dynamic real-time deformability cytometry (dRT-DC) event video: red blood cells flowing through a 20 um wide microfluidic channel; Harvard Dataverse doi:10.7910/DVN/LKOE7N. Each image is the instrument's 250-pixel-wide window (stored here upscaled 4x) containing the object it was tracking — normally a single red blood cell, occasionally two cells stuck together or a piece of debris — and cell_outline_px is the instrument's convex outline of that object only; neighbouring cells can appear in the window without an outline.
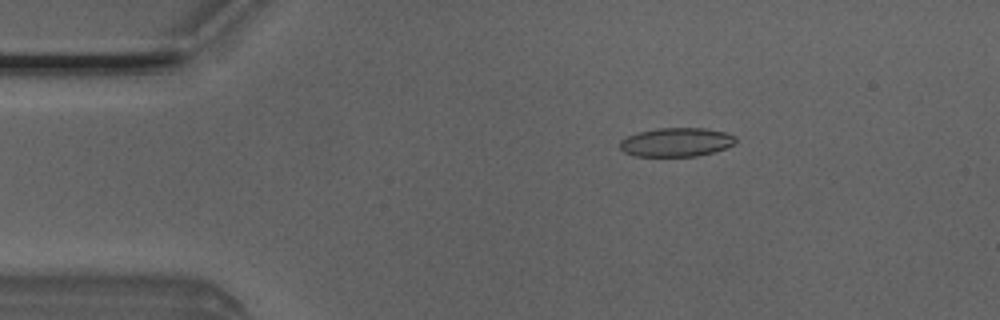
{"species": "Egyptian fruit bat (a non-hibernating species)", "species_latin": "Rousettus aegyptiacus", "temperature_condition": "room temperature", "stored_images_in_passage": 6, "camera_frame_rate_fps": 3000, "um_per_image_px": 0.085, "animal": {"sex": "male"}, "frame": {"image": 1, "passage_image": 3, "time_ms": 0.667, "image_size_px": [1000, 320], "cell_outline_px": [[736, 140], [732, 144], [724, 148], [712, 152], [696, 156], [632, 156], [624, 152], [620, 148], [620, 140], [636, 132], [656, 128], [704, 128], [724, 132], [736, 136]], "centroid_in_image_um": [57.43, 12.08], "position_along_channel_um": 27.6, "area_um2": 19.42}}
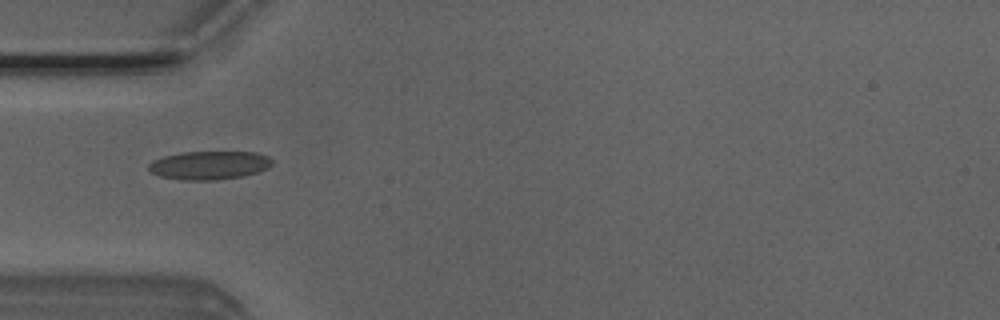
{"frame": {"image": 2, "passage_image": 5, "time_ms": 1.333, "image_size_px": [1000, 320], "cell_outline_px": [[272, 164], [268, 168], [244, 176], [216, 180], [180, 180], [160, 176], [152, 172], [148, 168], [148, 164], [152, 160], [164, 156], [180, 152], [256, 152], [268, 156], [272, 160]], "centroid_in_image_um": [17.78, 14.04], "position_along_channel_um": 67.2, "area_um2": 20.58}}